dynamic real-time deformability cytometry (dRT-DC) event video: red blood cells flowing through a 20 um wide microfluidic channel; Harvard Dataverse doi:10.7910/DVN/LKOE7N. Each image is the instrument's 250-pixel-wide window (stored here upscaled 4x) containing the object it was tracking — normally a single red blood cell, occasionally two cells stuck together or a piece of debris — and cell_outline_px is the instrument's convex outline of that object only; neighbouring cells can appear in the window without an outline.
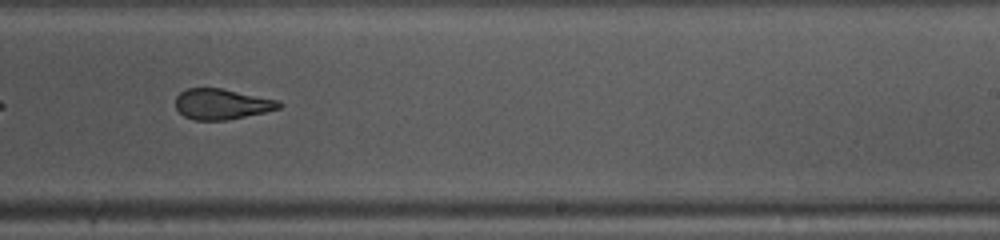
{"species": "common noctule bat (a hibernating species)", "species_latin": "Nyctalus noctula", "temperature_condition": "warm", "stored_images_in_passage": 46, "camera_frame_rate_fps": 3000, "um_per_image_px": 0.085, "animal": {"sex": "female", "body_mass_g": 10.0, "forearm_length_mm": 53.1}, "frame": {"image": 1, "passage_image": 27, "time_ms": 8.667, "image_size_px": [1000, 240], "cell_outline_px": [[284, 104], [280, 108], [264, 112], [228, 120], [192, 120], [184, 116], [176, 108], [176, 96], [180, 92], [188, 88], [220, 88], [276, 100]], "centroid_in_image_um": [18.82, 8.85], "position_along_channel_um": 270.2, "area_um2": 18.26}, "authors_computed_cell_mechanics": {"area_um2": 20.4901, "velocity_mm_per_s": 4.1542, "shape_relaxation_time_tau1_ms": null, "shape_relaxation_time_tau2_ms": 1.7942, "deformation_change_tau1": null, "deformation_change_tau2": 0.0824}}